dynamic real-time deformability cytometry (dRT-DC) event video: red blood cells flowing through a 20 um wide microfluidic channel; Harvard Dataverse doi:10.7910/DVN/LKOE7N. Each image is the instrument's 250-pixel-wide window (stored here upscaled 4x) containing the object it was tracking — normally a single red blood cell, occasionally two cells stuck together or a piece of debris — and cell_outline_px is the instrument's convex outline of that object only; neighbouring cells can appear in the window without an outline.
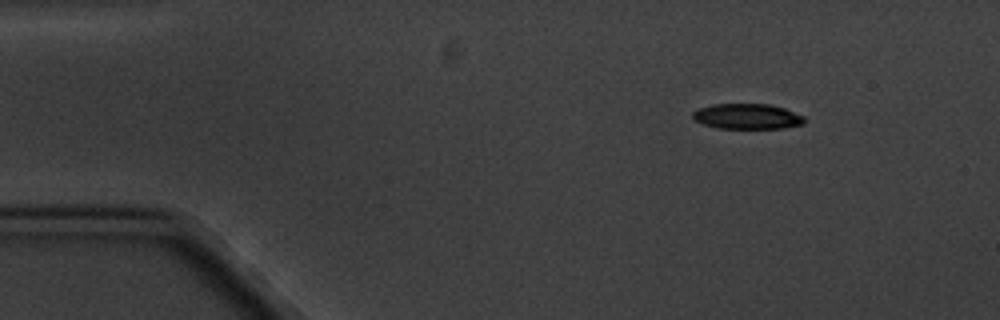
{"species": "common noctule bat (a hibernating species)", "species_latin": "Nyctalus noctula", "temperature_condition": "cold", "stored_images_in_passage": 3, "camera_frame_rate_fps": 3000, "um_per_image_px": 0.085, "animal": {"sex": "male", "body_mass_g": 20.1, "forearm_length_mm": 53.5}, "frame": {"image": 1, "passage_image": 1, "time_ms": 0.0, "image_size_px": [1000, 320], "cell_outline_px": [[808, 120], [804, 124], [784, 128], [716, 128], [704, 124], [696, 120], [692, 116], [692, 112], [700, 108], [712, 104], [768, 104], [784, 108], [804, 116]], "centroid_in_image_um": [63.56, 9.89], "position_along_channel_um": 21.4, "area_um2": 16.53}}